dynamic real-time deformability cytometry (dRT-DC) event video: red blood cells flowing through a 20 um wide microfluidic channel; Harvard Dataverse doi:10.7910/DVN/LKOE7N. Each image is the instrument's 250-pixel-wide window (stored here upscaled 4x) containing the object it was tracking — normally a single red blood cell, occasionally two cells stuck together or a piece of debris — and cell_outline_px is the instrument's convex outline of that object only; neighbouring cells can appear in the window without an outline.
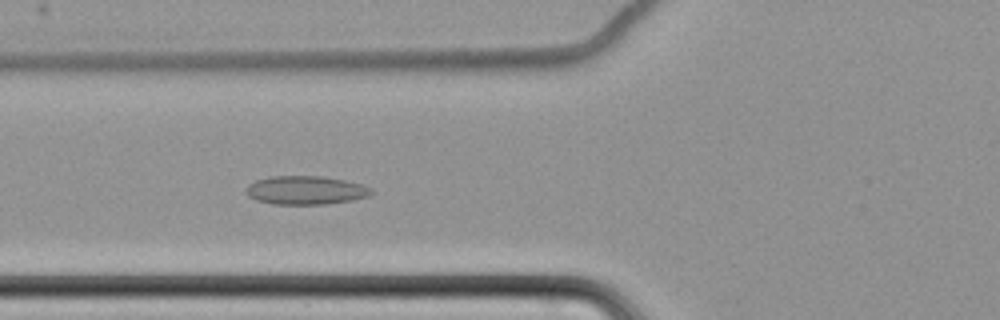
{"species": "common noctule bat (a hibernating species)", "species_latin": "Nyctalus noctula", "temperature_condition": "cold", "stored_images_in_passage": 66, "camera_frame_rate_fps": 3000, "um_per_image_px": 0.085, "animal": {"sex": "female", "body_mass_g": 22.7, "forearm_length_mm": 54.2}, "frame": {"image": 1, "passage_image": 29, "time_ms": 9.333, "image_size_px": [1000, 320], "cell_outline_px": [[372, 192], [368, 196], [352, 200], [328, 204], [272, 204], [256, 200], [248, 196], [244, 192], [244, 188], [248, 184], [256, 180], [272, 176], [320, 176], [344, 180], [360, 184], [372, 188]], "centroid_in_image_um": [25.93, 16.17], "position_along_channel_um": 99.9, "area_um2": 20.92}}
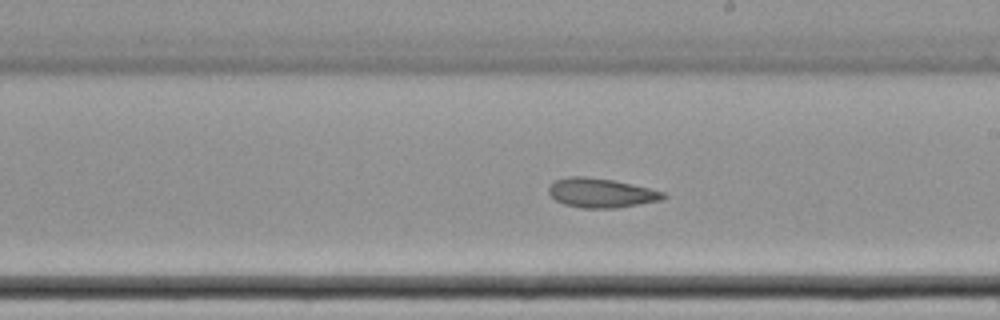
{"frame": {"image": 2, "passage_image": 41, "time_ms": 13.333, "image_size_px": [1000, 320], "cell_outline_px": [[668, 196], [664, 200], [616, 208], [580, 208], [564, 204], [556, 200], [548, 192], [548, 188], [556, 180], [568, 176], [584, 176], [612, 180], [632, 184], [664, 192]], "centroid_in_image_um": [51.12, 16.4], "position_along_channel_um": 237.9, "area_um2": 19.59}}
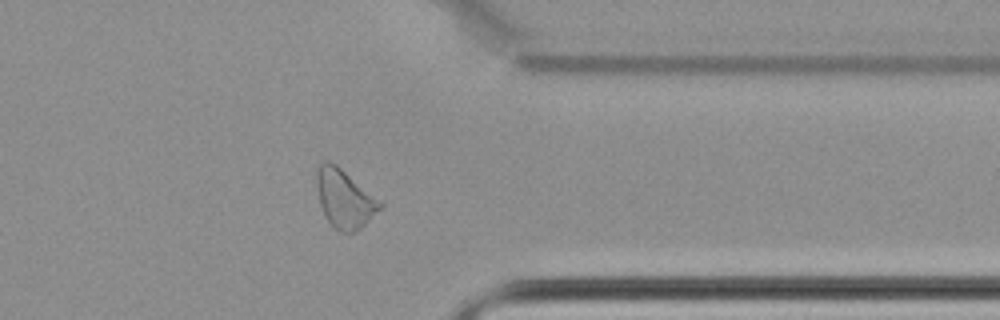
{"frame": {"image": 3, "passage_image": 54, "time_ms": 17.667, "image_size_px": [1000, 320], "cell_outline_px": [[384, 204], [356, 232], [340, 232], [328, 220], [320, 204], [316, 184], [316, 168], [324, 160], [328, 160], [336, 164], [380, 200]], "centroid_in_image_um": [29.26, 16.85], "position_along_channel_um": 382.1, "area_um2": 21.21}, "authors_computed_cell_mechanics": {"area_um2": 22.4842, "velocity_mm_per_s": 3.4565, "shape_relaxation_time_tau1_ms": null, "shape_relaxation_time_tau2_ms": 6.9851, "deformation_change_tau1": null, "deformation_change_tau2": 0.1361}}